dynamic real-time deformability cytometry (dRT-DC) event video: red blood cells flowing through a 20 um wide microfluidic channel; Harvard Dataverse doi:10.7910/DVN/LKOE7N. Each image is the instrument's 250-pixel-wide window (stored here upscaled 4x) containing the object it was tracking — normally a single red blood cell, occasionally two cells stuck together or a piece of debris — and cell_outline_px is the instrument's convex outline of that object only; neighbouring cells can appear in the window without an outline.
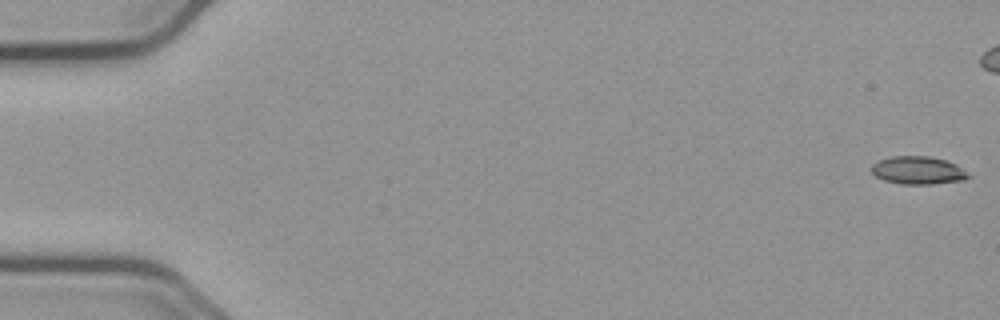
{"species": "common noctule bat (a hibernating species)", "species_latin": "Nyctalus noctula", "temperature_condition": "cold", "stored_images_in_passage": 51, "camera_frame_rate_fps": 3000, "um_per_image_px": 0.085, "animal": {"sex": "male", "body_mass_g": 23.1, "forearm_length_mm": 52.7}, "frame": {"image": 1, "passage_image": 1, "time_ms": 0.0, "image_size_px": [1000, 320], "cell_outline_px": [[972, 176], [964, 180], [932, 184], [900, 184], [884, 180], [876, 176], [872, 172], [872, 164], [880, 160], [892, 156], [928, 156], [944, 160], [956, 164]], "centroid_in_image_um": [78.04, 14.48], "position_along_channel_um": 7.0, "area_um2": 15.66}}
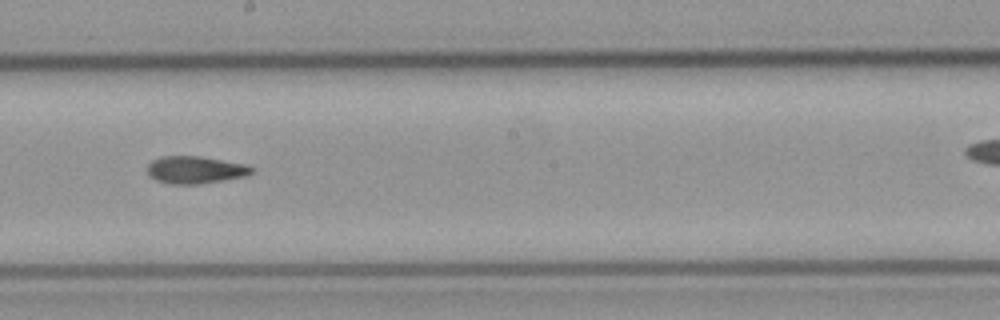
{"frame": {"image": 2, "passage_image": 32, "time_ms": 10.333, "image_size_px": [1000, 320], "cell_outline_px": [[256, 168], [252, 172], [244, 176], [196, 184], [172, 184], [156, 180], [148, 172], [148, 164], [152, 160], [160, 156], [200, 156], [244, 164]], "centroid_in_image_um": [16.58, 14.42], "position_along_channel_um": 231.6, "area_um2": 16.36}}
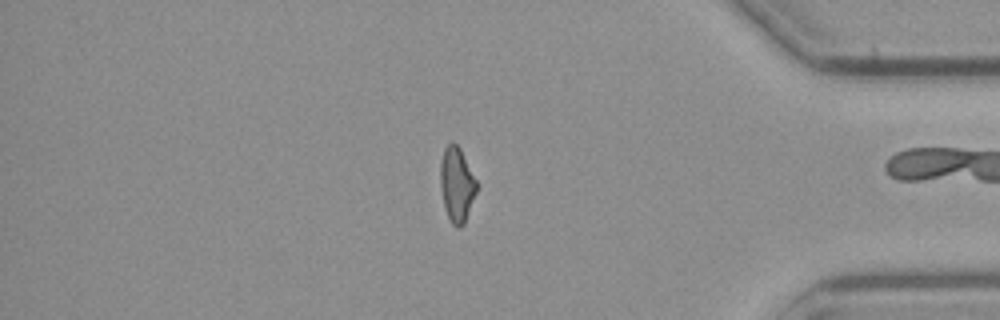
{"frame": {"image": 3, "passage_image": 48, "time_ms": 15.667, "image_size_px": [1000, 320], "cell_outline_px": [[480, 184], [464, 224], [460, 228], [456, 228], [452, 224], [444, 208], [440, 188], [440, 160], [444, 148], [452, 140], [460, 148]], "centroid_in_image_um": [38.84, 15.67], "position_along_channel_um": 396.4, "area_um2": 16.36}, "authors_computed_cell_mechanics": {"area_um2": 16.5308, "velocity_mm_per_s": 3.6645, "shape_relaxation_time_tau1_ms": null, "shape_relaxation_time_tau2_ms": 4.4282, "deformation_change_tau1": null, "deformation_change_tau2": 0.1165}}